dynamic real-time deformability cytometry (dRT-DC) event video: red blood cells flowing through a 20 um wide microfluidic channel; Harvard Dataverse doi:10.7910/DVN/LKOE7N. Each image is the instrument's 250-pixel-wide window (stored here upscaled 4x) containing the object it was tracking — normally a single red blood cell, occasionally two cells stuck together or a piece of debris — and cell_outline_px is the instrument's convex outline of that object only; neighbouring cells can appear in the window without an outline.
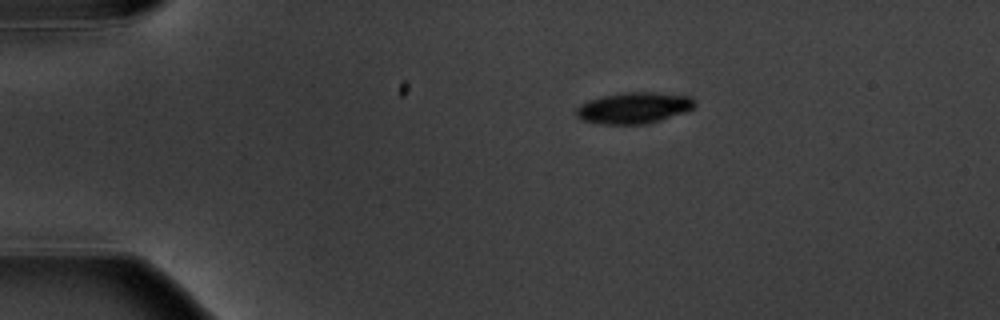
{"species": "common noctule bat (a hibernating species)", "species_latin": "Nyctalus noctula", "temperature_condition": "warm", "stored_images_in_passage": 3, "camera_frame_rate_fps": 3000, "um_per_image_px": 0.085, "animal": {"sex": "male", "body_mass_g": 20.1, "forearm_length_mm": 53.5}, "frame": {"image": 1, "passage_image": 1, "time_ms": 0.0, "image_size_px": [1000, 320], "cell_outline_px": [[696, 104], [692, 108], [684, 112], [660, 120], [644, 124], [600, 124], [580, 120], [576, 116], [576, 108], [580, 104], [588, 100], [604, 96], [624, 92], [652, 92], [692, 96]], "centroid_in_image_um": [53.85, 9.17], "position_along_channel_um": 31.2, "area_um2": 21.56}}